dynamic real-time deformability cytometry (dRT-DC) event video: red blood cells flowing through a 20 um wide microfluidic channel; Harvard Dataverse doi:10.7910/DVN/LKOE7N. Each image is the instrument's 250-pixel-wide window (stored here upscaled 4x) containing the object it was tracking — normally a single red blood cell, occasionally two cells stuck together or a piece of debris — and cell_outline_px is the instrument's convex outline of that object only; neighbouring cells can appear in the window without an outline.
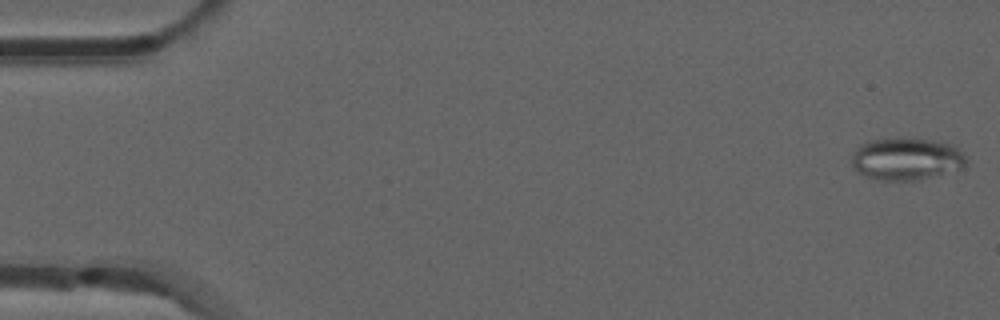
{"species": "common noctule bat (a hibernating species)", "species_latin": "Nyctalus noctula", "temperature_condition": "room temperature", "stored_images_in_passage": 52, "camera_frame_rate_fps": 3000, "um_per_image_px": 0.085, "animal": {"sex": "male", "forearm_length_mm": 52.5}, "frame": {"image": 1, "passage_image": 1, "time_ms": 0.0, "image_size_px": [1000, 320], "cell_outline_px": [[968, 168], [964, 172], [916, 180], [880, 180], [864, 176], [856, 172], [852, 168], [852, 152], [860, 144], [868, 140], [900, 136], [932, 140], [948, 144], [964, 152], [968, 160]], "centroid_in_image_um": [77.12, 13.52], "position_along_channel_um": 7.9, "area_um2": 29.71}}
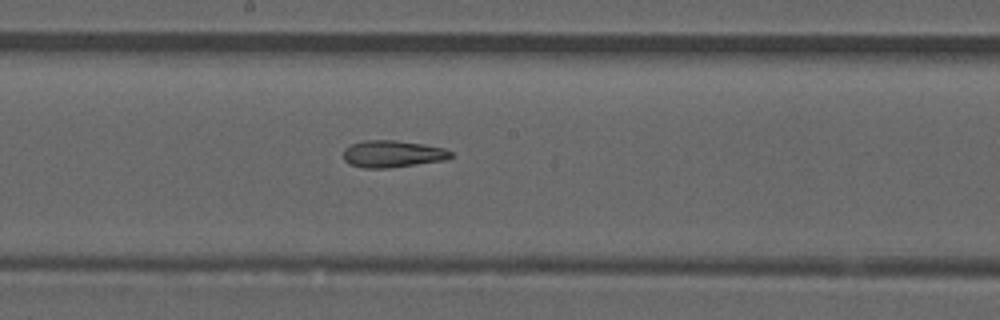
{"frame": {"image": 2, "passage_image": 28, "time_ms": 9.0, "image_size_px": [1000, 320], "cell_outline_px": [[452, 156], [448, 160], [388, 168], [364, 168], [348, 164], [344, 160], [344, 148], [352, 144], [364, 140], [396, 140], [424, 144], [444, 148], [452, 152]], "centroid_in_image_um": [33.38, 13.08], "position_along_channel_um": 214.8, "area_um2": 17.05}}
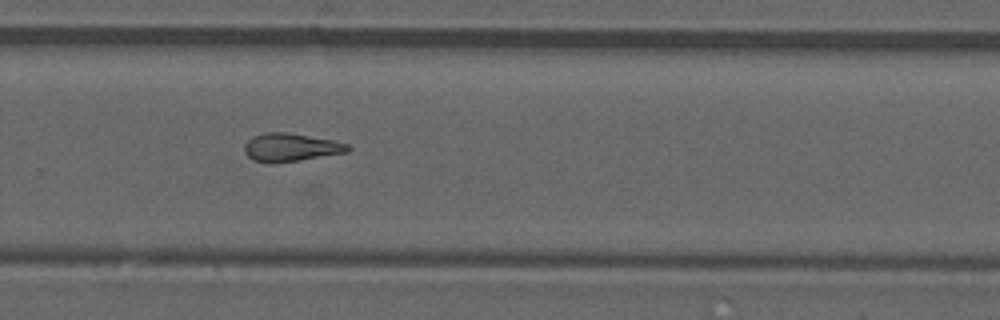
{"frame": {"image": 3, "passage_image": 35, "time_ms": 11.333, "image_size_px": [1000, 320], "cell_outline_px": [[352, 148], [348, 152], [300, 160], [252, 160], [244, 152], [244, 144], [252, 136], [264, 132], [288, 132], [332, 140], [348, 144]], "centroid_in_image_um": [24.74, 12.48], "position_along_channel_um": 305.1, "area_um2": 16.47}, "authors_computed_cell_mechanics": {"area_um2": 17.4267, "velocity_mm_per_s": 3.8879, "shape_relaxation_time_tau1_ms": null, "shape_relaxation_time_tau2_ms": 6.7354, "deformation_change_tau1": null, "deformation_change_tau2": 0.1738}}